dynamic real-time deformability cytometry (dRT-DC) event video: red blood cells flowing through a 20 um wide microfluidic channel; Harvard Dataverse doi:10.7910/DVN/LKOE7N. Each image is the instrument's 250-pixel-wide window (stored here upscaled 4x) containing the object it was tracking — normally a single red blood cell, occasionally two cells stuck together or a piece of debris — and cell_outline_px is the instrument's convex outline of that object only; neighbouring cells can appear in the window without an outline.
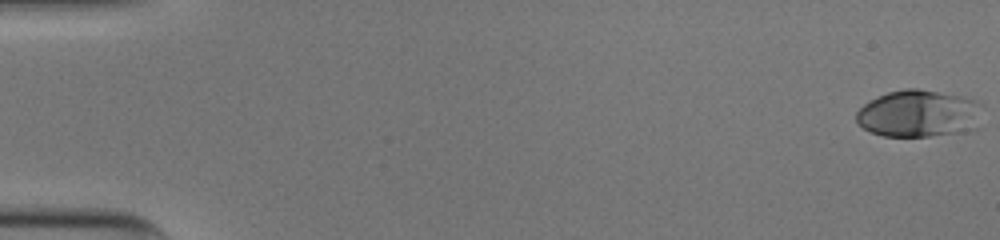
{"species": "human", "species_latin": "Homo sapiens", "temperature_condition": "cold", "stored_images_in_passage": 52, "camera_frame_rate_fps": 3000, "um_per_image_px": 0.085, "donor": {"sex": "male"}, "frame": {"image": 1, "passage_image": 1, "time_ms": 0.0, "image_size_px": [1000, 240], "cell_outline_px": [[984, 104], [976, 128], [960, 132], [928, 136], [884, 136], [872, 132], [864, 128], [856, 120], [856, 112], [868, 100], [888, 92], [904, 88], [916, 88], [964, 96], [976, 100]], "centroid_in_image_um": [78.12, 9.64], "position_along_channel_um": 6.9, "area_um2": 34.85}}
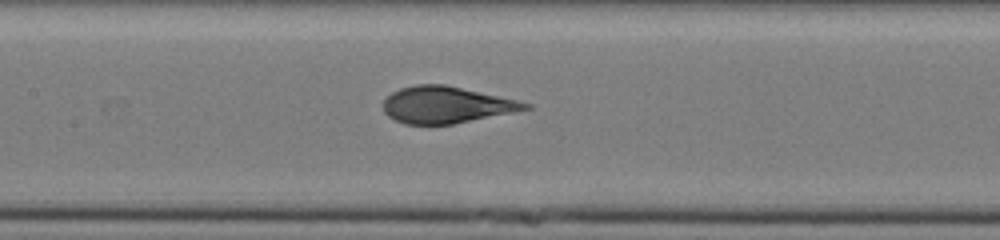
{"frame": {"image": 2, "passage_image": 26, "time_ms": 8.333, "image_size_px": [1000, 240], "cell_outline_px": [[532, 108], [452, 124], [404, 124], [388, 116], [384, 112], [384, 100], [392, 92], [400, 88], [416, 84], [444, 84], [516, 100], [532, 104]], "centroid_in_image_um": [37.89, 8.91], "position_along_channel_um": 169.5, "area_um2": 29.88}}
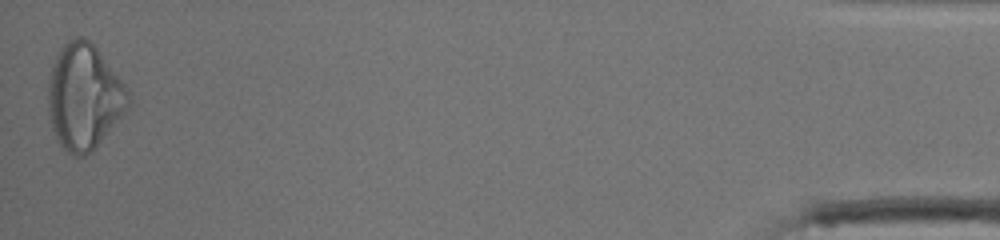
{"frame": {"image": 3, "passage_image": 52, "time_ms": 17.0, "image_size_px": [1000, 240], "cell_outline_px": [[132, 104], [100, 140], [84, 156], [72, 156], [60, 144], [52, 128], [48, 112], [48, 80], [52, 64], [60, 48], [68, 40], [76, 36], [84, 36], [96, 48], [128, 88], [132, 100]], "centroid_in_image_um": [7.14, 8.19], "position_along_channel_um": 428.1, "area_um2": 48.96}, "authors_computed_cell_mechanics": {"area_um2": 31.8189, "velocity_mm_per_s": 3.9883, "shape_relaxation_time_tau1_ms": 5.6718, "shape_relaxation_time_tau2_ms": null, "deformation_change_tau1": 0.2284, "deformation_change_tau2": null}}